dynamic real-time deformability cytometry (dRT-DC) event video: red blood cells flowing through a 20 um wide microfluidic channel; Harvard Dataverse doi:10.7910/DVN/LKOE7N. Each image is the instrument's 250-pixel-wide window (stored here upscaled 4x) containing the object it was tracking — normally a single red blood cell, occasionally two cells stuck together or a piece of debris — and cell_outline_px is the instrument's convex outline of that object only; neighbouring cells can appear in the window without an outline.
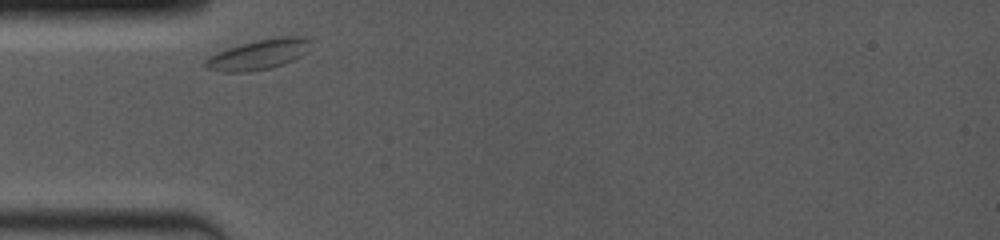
{"species": "common noctule bat (a hibernating species)", "species_latin": "Nyctalus noctula", "temperature_condition": "room temperature", "stored_images_in_passage": 10, "camera_frame_rate_fps": 4000, "um_per_image_px": 0.085, "animal": {"sex": "female", "body_mass_g": 19.0, "forearm_length_mm": 53.3}, "frame": {"image": 1, "passage_image": 1, "time_ms": 0.0, "image_size_px": [1000, 240], "cell_outline_px": [[316, 40], [300, 56], [284, 64], [252, 72], [220, 72], [208, 68], [204, 64], [204, 60], [208, 56], [216, 52], [240, 44], [280, 36], [312, 36]], "centroid_in_image_um": [22.02, 4.62], "position_along_channel_um": 63.0, "area_um2": 18.73}}
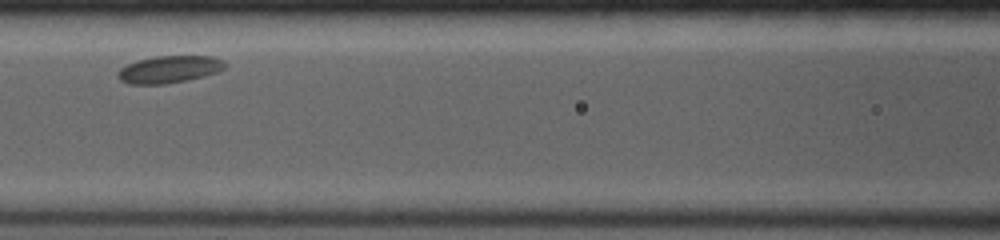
{"frame": {"image": 2, "passage_image": 7, "time_ms": 2.5, "image_size_px": [1000, 240], "cell_outline_px": [[224, 68], [220, 72], [188, 80], [164, 84], [128, 84], [120, 80], [116, 76], [116, 72], [120, 68], [136, 60], [156, 56], [212, 56], [224, 60]], "centroid_in_image_um": [14.36, 5.9], "position_along_channel_um": 152.2, "area_um2": 17.17}}
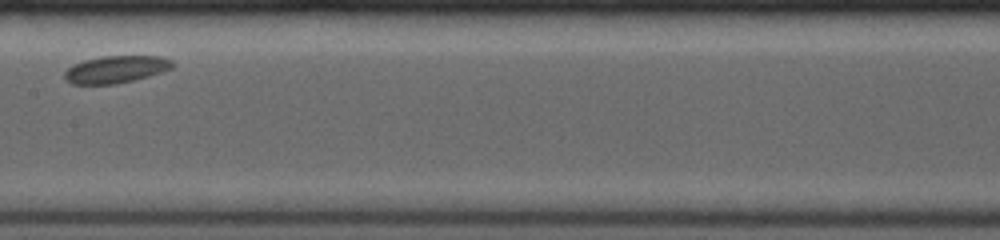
{"frame": {"image": 3, "passage_image": 9, "time_ms": 3.75, "image_size_px": [1000, 240], "cell_outline_px": [[176, 64], [172, 68], [148, 76], [116, 84], [72, 84], [64, 76], [64, 72], [72, 64], [84, 60], [100, 56], [160, 56], [172, 60]], "centroid_in_image_um": [9.85, 5.88], "position_along_channel_um": 197.5, "area_um2": 17.11}}